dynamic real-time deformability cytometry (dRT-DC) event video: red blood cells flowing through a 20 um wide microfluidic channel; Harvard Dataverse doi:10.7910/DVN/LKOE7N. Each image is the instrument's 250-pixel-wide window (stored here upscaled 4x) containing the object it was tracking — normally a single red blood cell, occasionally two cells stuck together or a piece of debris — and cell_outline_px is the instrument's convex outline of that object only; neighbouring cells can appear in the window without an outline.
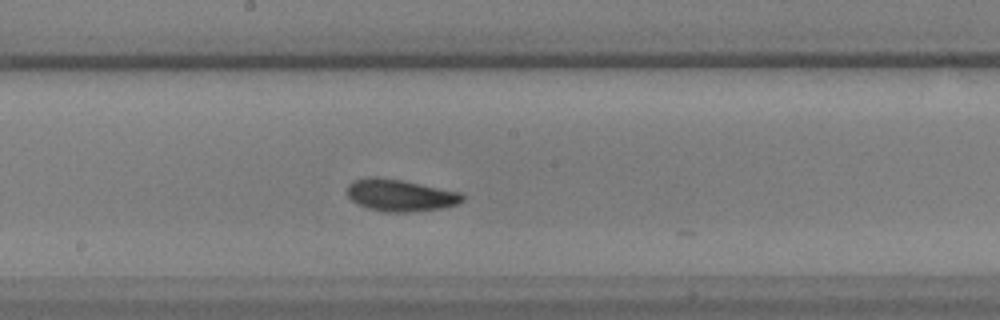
{"species": "common noctule bat (a hibernating species)", "species_latin": "Nyctalus noctula", "temperature_condition": "warm", "stored_images_in_passage": 44, "camera_frame_rate_fps": 3000, "um_per_image_px": 0.085, "animal": {"sex": "male", "body_mass_g": 17.9, "forearm_length_mm": 54.2}, "frame": {"image": 1, "passage_image": 21, "time_ms": 6.667, "image_size_px": [1000, 320], "cell_outline_px": [[464, 200], [456, 204], [444, 208], [412, 212], [384, 212], [368, 208], [352, 200], [348, 196], [348, 184], [352, 180], [372, 176], [376, 176], [404, 180], [460, 192], [464, 196]], "centroid_in_image_um": [34.03, 16.59], "position_along_channel_um": 214.2, "area_um2": 21.62}}
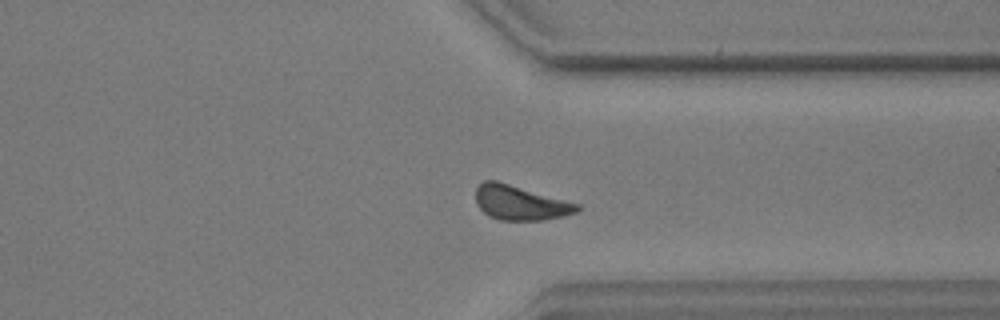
{"frame": {"image": 2, "passage_image": 32, "time_ms": 10.333, "image_size_px": [1000, 320], "cell_outline_px": [[580, 208], [576, 212], [564, 216], [540, 220], [500, 220], [488, 216], [476, 204], [476, 188], [484, 180], [496, 180], [580, 204]], "centroid_in_image_um": [44.2, 17.23], "position_along_channel_um": 367.2, "area_um2": 20.35}}
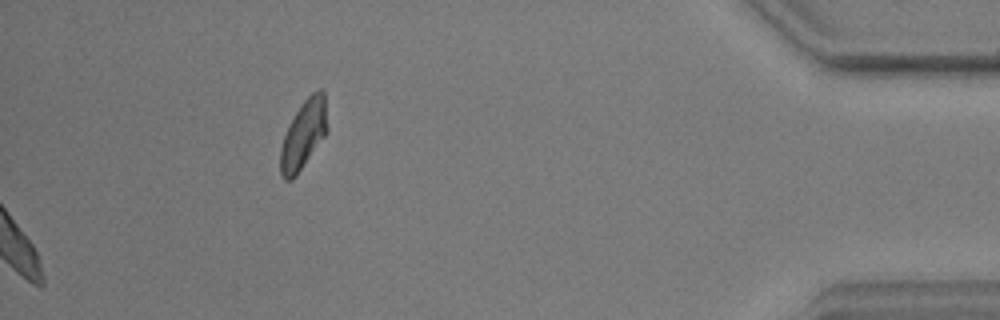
{"frame": {"image": 3, "passage_image": 44, "time_ms": 14.333, "image_size_px": [1000, 320], "cell_outline_px": [[328, 132], [296, 176], [292, 180], [284, 180], [280, 176], [280, 148], [284, 136], [296, 112], [304, 100], [312, 92], [320, 88], [324, 92], [328, 128]], "centroid_in_image_um": [25.81, 11.46], "position_along_channel_um": 409.4, "area_um2": 18.79}}